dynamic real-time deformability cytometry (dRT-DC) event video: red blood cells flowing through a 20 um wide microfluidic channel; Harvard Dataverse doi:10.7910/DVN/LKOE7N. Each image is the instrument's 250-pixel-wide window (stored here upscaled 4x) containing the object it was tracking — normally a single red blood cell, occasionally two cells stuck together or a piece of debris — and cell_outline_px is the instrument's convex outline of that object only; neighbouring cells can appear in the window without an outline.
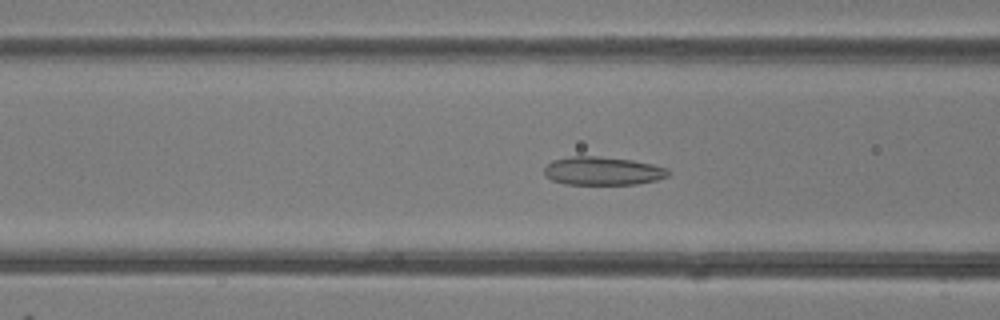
{"species": "common noctule bat (a hibernating species)", "species_latin": "Nyctalus noctula", "temperature_condition": "room temperature", "stored_images_in_passage": 49, "camera_frame_rate_fps": 3000, "um_per_image_px": 0.085, "animal": {"sex": "female"}, "frame": {"image": 1, "passage_image": 19, "time_ms": 6.0, "image_size_px": [1000, 320], "cell_outline_px": [[672, 172], [668, 176], [656, 180], [636, 184], [564, 184], [552, 180], [544, 172], [544, 168], [552, 160], [572, 156], [600, 156], [632, 160], [652, 164], [668, 168]], "centroid_in_image_um": [51.26, 14.52], "position_along_channel_um": 115.3, "area_um2": 20.52}}
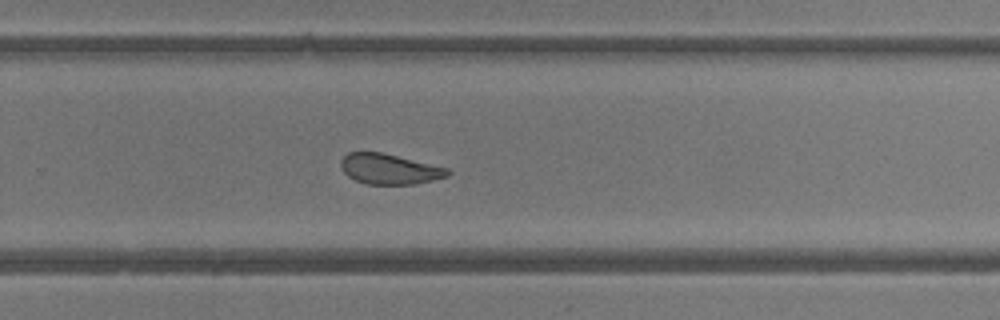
{"frame": {"image": 2, "passage_image": 32, "time_ms": 10.333, "image_size_px": [1000, 320], "cell_outline_px": [[452, 172], [448, 176], [416, 184], [368, 184], [356, 180], [348, 176], [344, 172], [340, 164], [340, 160], [348, 152], [380, 152], [448, 168]], "centroid_in_image_um": [33.1, 14.37], "position_along_channel_um": 296.7, "area_um2": 18.73}}
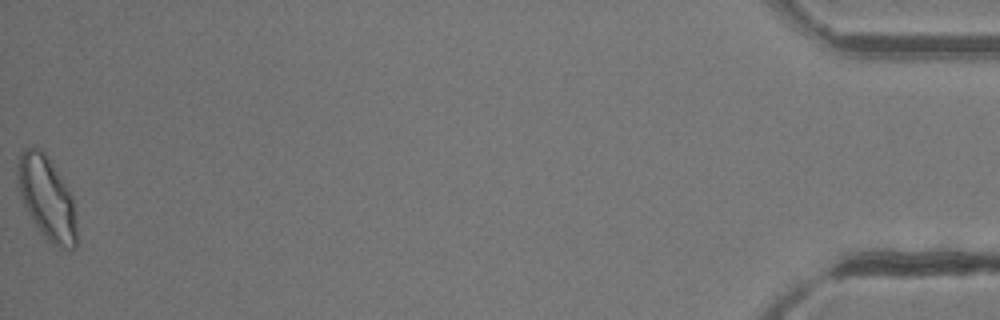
{"frame": {"image": 3, "passage_image": 49, "time_ms": 16.0, "image_size_px": [1000, 320], "cell_outline_px": [[76, 248], [68, 252], [60, 248], [48, 240], [44, 236], [28, 212], [24, 204], [16, 184], [16, 164], [20, 152], [24, 148], [36, 148], [44, 152], [60, 176], [72, 196], [76, 212]], "centroid_in_image_um": [3.97, 16.85], "position_along_channel_um": 431.2, "area_um2": 28.67}, "authors_computed_cell_mechanics": {"area_um2": 21.8484, "velocity_mm_per_s": 4.1966, "shape_relaxation_time_tau1_ms": 6.1699, "shape_relaxation_time_tau2_ms": 1.8638, "deformation_change_tau1": 0.1362, "deformation_change_tau2": 0.0782}}